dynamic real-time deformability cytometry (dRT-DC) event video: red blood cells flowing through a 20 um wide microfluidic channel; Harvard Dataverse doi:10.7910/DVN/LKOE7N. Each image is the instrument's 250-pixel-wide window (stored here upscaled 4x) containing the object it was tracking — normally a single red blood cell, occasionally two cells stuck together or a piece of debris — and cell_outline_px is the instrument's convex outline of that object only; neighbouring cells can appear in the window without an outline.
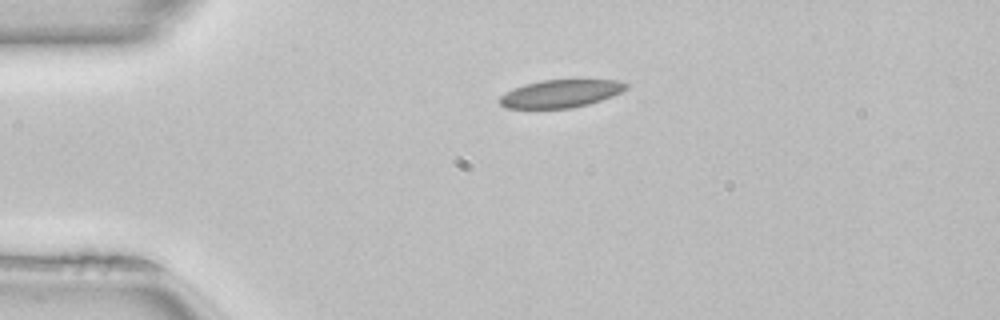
{"species": "common noctule bat (a hibernating species)", "species_latin": "Nyctalus noctula", "temperature_condition": "room temperature", "stored_images_in_passage": 40, "camera_frame_rate_fps": 3000, "um_per_image_px": 0.085, "animal": {"sex": "female", "body_mass_g": 22.7, "forearm_length_mm": 54.2}, "frame": {"image": 1, "passage_image": 1, "time_ms": 0.0, "image_size_px": [1000, 320], "cell_outline_px": [[628, 88], [612, 96], [588, 104], [572, 108], [508, 108], [500, 104], [500, 96], [504, 92], [512, 88], [524, 84], [540, 80], [616, 80], [628, 84]], "centroid_in_image_um": [47.63, 7.95], "position_along_channel_um": 37.4, "area_um2": 20.4}, "authors_computed_cell_mechanics": {"area_um2": 20.2878, "velocity_mm_per_s": 4.0619, "shape_relaxation_time_tau1_ms": null, "shape_relaxation_time_tau2_ms": 7.0591, "deformation_change_tau1": null, "deformation_change_tau2": 0.0788}}